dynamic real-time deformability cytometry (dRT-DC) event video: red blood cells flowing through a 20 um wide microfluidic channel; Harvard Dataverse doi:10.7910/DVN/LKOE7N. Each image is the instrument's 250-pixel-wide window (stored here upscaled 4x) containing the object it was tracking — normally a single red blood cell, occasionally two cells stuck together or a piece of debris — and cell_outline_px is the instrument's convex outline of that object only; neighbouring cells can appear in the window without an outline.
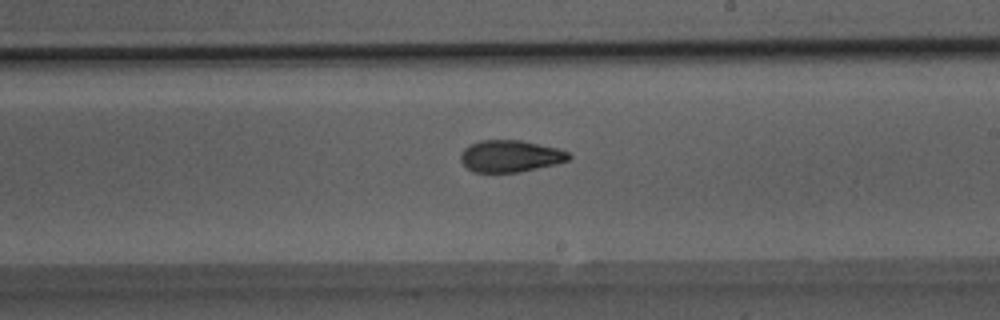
{"species": "Egyptian fruit bat (a non-hibernating species)", "species_latin": "Rousettus aegyptiacus", "temperature_condition": "room temperature", "stored_images_in_passage": 41, "camera_frame_rate_fps": 3000, "um_per_image_px": 0.085, "animal": {"sex": "male"}, "frame": {"image": 1, "passage_image": 21, "time_ms": 6.667, "image_size_px": [1000, 320], "cell_outline_px": [[572, 156], [568, 160], [556, 164], [520, 172], [472, 172], [460, 160], [460, 152], [468, 144], [480, 140], [520, 140], [560, 148], [568, 152]], "centroid_in_image_um": [43.37, 13.26], "position_along_channel_um": 245.6, "area_um2": 20.29}}
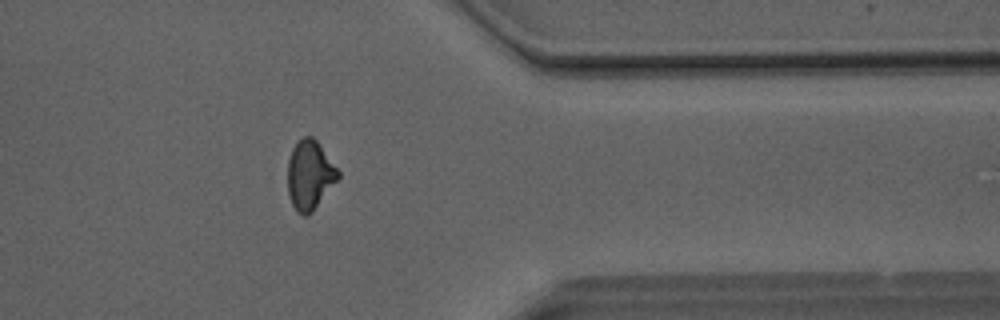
{"frame": {"image": 2, "passage_image": 32, "time_ms": 10.333, "image_size_px": [1000, 320], "cell_outline_px": [[340, 176], [312, 212], [308, 216], [304, 216], [296, 212], [288, 196], [288, 160], [292, 148], [304, 136], [312, 136], [316, 140], [340, 172]], "centroid_in_image_um": [26.31, 14.9], "position_along_channel_um": 385.1, "area_um2": 20.17}}
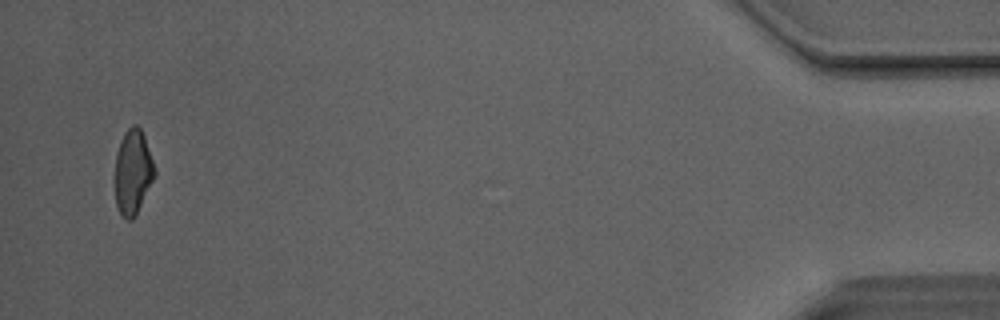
{"frame": {"image": 3, "passage_image": 40, "time_ms": 13.0, "image_size_px": [1000, 320], "cell_outline_px": [[156, 176], [132, 220], [128, 220], [120, 212], [116, 204], [112, 176], [116, 152], [120, 140], [124, 132], [132, 124], [136, 124], [140, 128], [144, 136], [156, 172]], "centroid_in_image_um": [11.24, 14.6], "position_along_channel_um": 424.0, "area_um2": 20.0}, "authors_computed_cell_mechanics": {"area_um2": 20.3456, "velocity_mm_per_s": 4.1503, "shape_relaxation_time_tau1_ms": 5.5043, "shape_relaxation_time_tau2_ms": 3.4466, "deformation_change_tau1": 0.1647, "deformation_change_tau2": 0.0815}}